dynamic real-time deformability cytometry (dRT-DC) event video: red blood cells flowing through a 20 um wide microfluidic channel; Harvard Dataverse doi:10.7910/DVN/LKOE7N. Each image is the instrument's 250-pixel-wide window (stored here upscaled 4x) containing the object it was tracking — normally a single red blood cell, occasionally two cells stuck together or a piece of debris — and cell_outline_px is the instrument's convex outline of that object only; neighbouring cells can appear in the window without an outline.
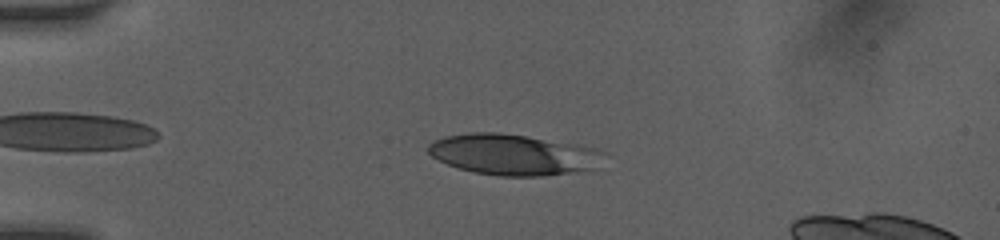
{"species": "human", "species_latin": "Homo sapiens", "temperature_condition": "room temperature", "stored_images_in_passage": 40, "camera_frame_rate_fps": 3000, "um_per_image_px": 0.085, "donor": {"sex": "female"}, "frame": {"image": 1, "passage_image": 7, "time_ms": 1.667, "image_size_px": [1000, 240], "cell_outline_px": [[608, 152], [592, 168], [568, 172], [540, 176], [500, 176], [472, 172], [456, 168], [432, 156], [428, 152], [428, 144], [444, 136], [468, 132], [496, 132], [524, 136], [576, 144], [600, 148]], "centroid_in_image_um": [43.6, 13.13], "position_along_channel_um": 41.4, "area_um2": 41.62}}
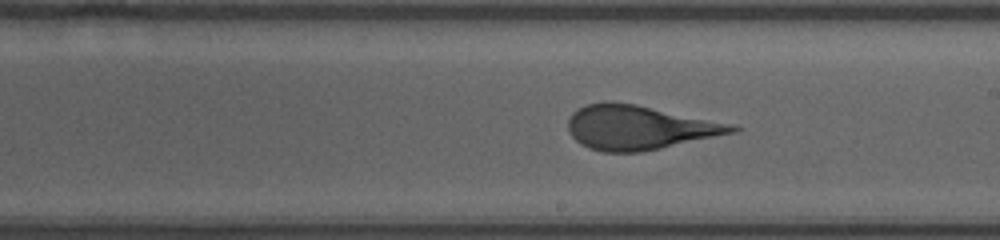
{"frame": {"image": 2, "passage_image": 24, "time_ms": 7.333, "image_size_px": [1000, 240], "cell_outline_px": [[740, 128], [736, 132], [660, 148], [640, 152], [604, 152], [588, 148], [580, 144], [568, 132], [568, 120], [572, 112], [588, 104], [604, 100], [608, 100], [636, 104], [736, 124]], "centroid_in_image_um": [54.32, 10.82], "position_along_channel_um": 234.7, "area_um2": 42.43}}
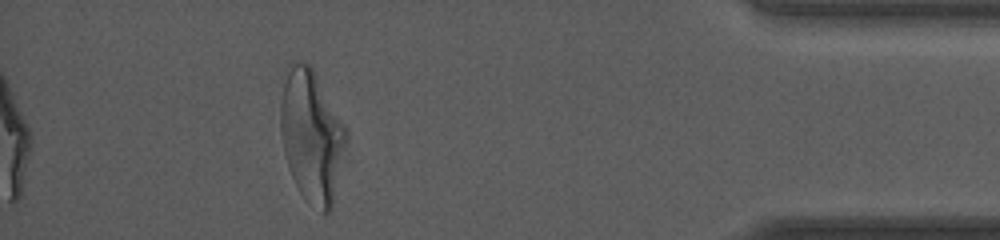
{"frame": {"image": 3, "passage_image": 40, "time_ms": 12.667, "image_size_px": [1000, 240], "cell_outline_px": [[348, 132], [332, 208], [328, 212], [324, 212], [308, 204], [300, 192], [288, 168], [284, 152], [280, 132], [280, 104], [288, 64], [292, 60], [300, 60], [308, 64], [312, 68], [344, 124]], "centroid_in_image_um": [26.46, 11.54], "position_along_channel_um": 408.7, "area_um2": 50.17}, "authors_computed_cell_mechanics": {"area_um2": 42.194, "velocity_mm_per_s": 4.1036, "shape_relaxation_time_tau1_ms": 3.7895, "shape_relaxation_time_tau2_ms": 0.7415, "deformation_change_tau1": 0.1822, "deformation_change_tau2": 0.0951}}